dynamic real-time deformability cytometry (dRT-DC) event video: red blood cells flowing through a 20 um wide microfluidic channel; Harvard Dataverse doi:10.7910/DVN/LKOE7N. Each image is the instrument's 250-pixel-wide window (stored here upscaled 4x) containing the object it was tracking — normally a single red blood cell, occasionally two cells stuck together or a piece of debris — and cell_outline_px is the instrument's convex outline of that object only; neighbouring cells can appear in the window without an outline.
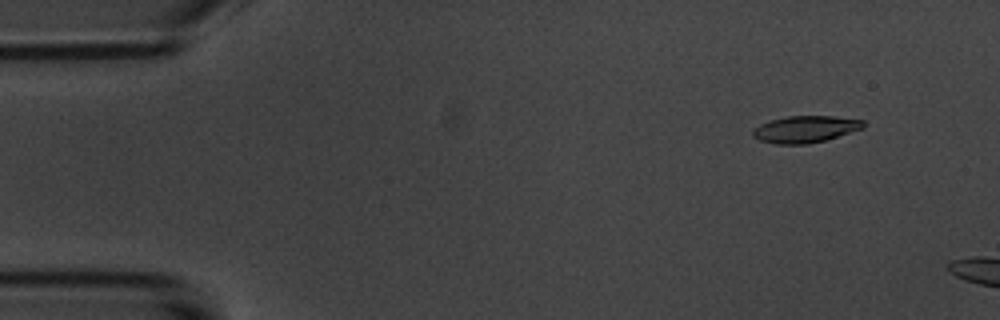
{"species": "common noctule bat (a hibernating species)", "species_latin": "Nyctalus noctula", "temperature_condition": "room temperature", "stored_images_in_passage": 50, "camera_frame_rate_fps": 3000, "um_per_image_px": 0.085, "animal": {"sex": "male", "body_mass_g": 20.1, "forearm_length_mm": 53.5}, "frame": {"image": 1, "passage_image": 5, "time_ms": 1.333, "image_size_px": [1000, 320], "cell_outline_px": [[864, 128], [824, 140], [808, 144], [776, 144], [760, 140], [752, 136], [752, 128], [768, 120], [784, 116], [832, 116], [864, 120]], "centroid_in_image_um": [68.4, 10.97], "position_along_channel_um": 16.6, "area_um2": 17.34}}
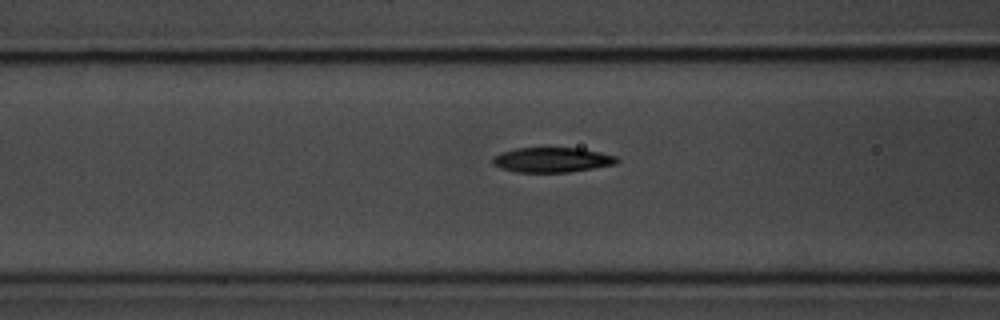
{"frame": {"image": 2, "passage_image": 21, "time_ms": 6.667, "image_size_px": [1000, 320], "cell_outline_px": [[620, 160], [616, 164], [568, 172], [516, 172], [500, 168], [492, 164], [492, 156], [500, 152], [516, 148], [580, 148], [600, 152], [616, 156]], "centroid_in_image_um": [46.89, 13.58], "position_along_channel_um": 119.7, "area_um2": 18.09}}
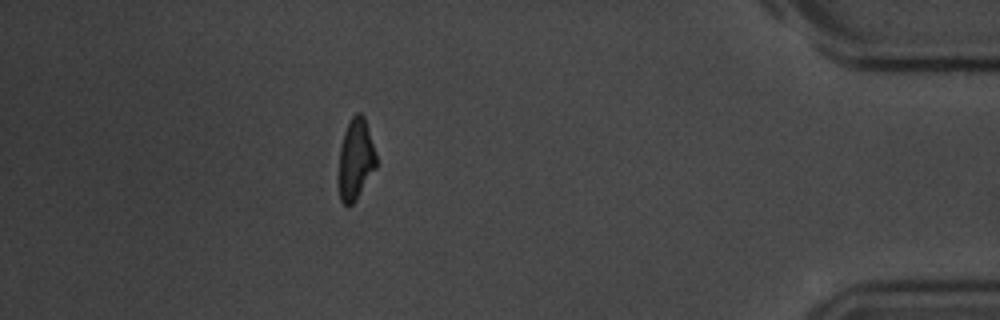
{"frame": {"image": 3, "passage_image": 48, "time_ms": 15.667, "image_size_px": [1000, 320], "cell_outline_px": [[376, 168], [356, 200], [352, 204], [344, 204], [340, 200], [336, 180], [336, 176], [340, 148], [344, 132], [352, 116], [356, 112], [360, 112], [364, 116], [376, 152]], "centroid_in_image_um": [30.19, 13.57], "position_along_channel_um": 405.0, "area_um2": 18.21}, "authors_computed_cell_mechanics": {"area_um2": 18.2359, "velocity_mm_per_s": 3.699, "shape_relaxation_time_tau1_ms": 3.4015, "shape_relaxation_time_tau2_ms": 3.865, "deformation_change_tau1": 0.148, "deformation_change_tau2": 0.1074}}